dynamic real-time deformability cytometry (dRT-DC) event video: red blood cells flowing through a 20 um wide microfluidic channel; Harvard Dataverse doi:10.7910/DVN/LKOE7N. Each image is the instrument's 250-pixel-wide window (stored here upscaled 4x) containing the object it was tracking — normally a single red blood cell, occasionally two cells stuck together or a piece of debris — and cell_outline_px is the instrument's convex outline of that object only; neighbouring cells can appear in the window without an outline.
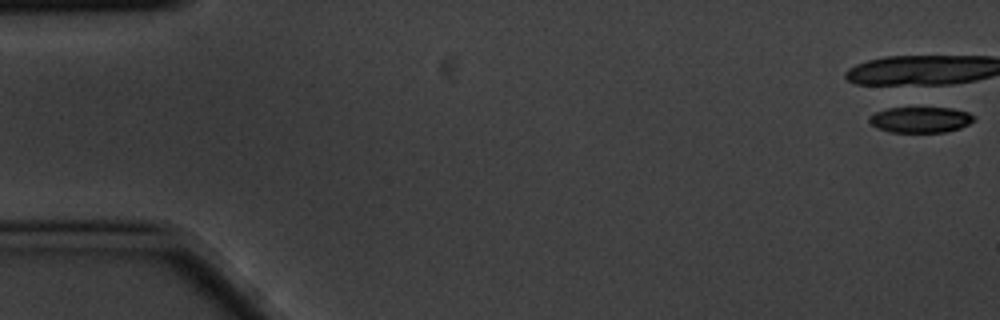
{"species": "common noctule bat (a hibernating species)", "species_latin": "Nyctalus noctula", "temperature_condition": "cold", "stored_images_in_passage": 7, "camera_frame_rate_fps": 3000, "um_per_image_px": 0.085, "animal": {"sex": "male", "body_mass_g": 20.1, "forearm_length_mm": 53.5}, "frame": {"image": 1, "passage_image": 1, "time_ms": 0.0, "image_size_px": [1000, 320], "cell_outline_px": [[976, 116], [968, 124], [960, 128], [944, 132], [892, 132], [876, 128], [868, 120], [868, 116], [876, 112], [888, 108], [952, 108], [968, 112]], "centroid_in_image_um": [78.23, 10.17], "position_along_channel_um": 6.8, "area_um2": 15.66}}